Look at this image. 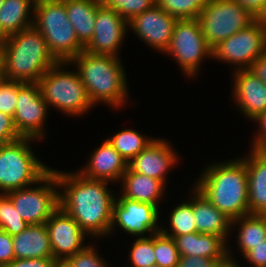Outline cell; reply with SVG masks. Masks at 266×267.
Returning <instances> with one entry per match:
<instances>
[{
    "label": "cell",
    "instance_id": "30",
    "mask_svg": "<svg viewBox=\"0 0 266 267\" xmlns=\"http://www.w3.org/2000/svg\"><path fill=\"white\" fill-rule=\"evenodd\" d=\"M209 0H156V5L177 20L198 19Z\"/></svg>",
    "mask_w": 266,
    "mask_h": 267
},
{
    "label": "cell",
    "instance_id": "13",
    "mask_svg": "<svg viewBox=\"0 0 266 267\" xmlns=\"http://www.w3.org/2000/svg\"><path fill=\"white\" fill-rule=\"evenodd\" d=\"M159 207L148 203H142L119 196L113 204V217L110 233L116 230V225L127 232L128 235L145 237L161 232L158 225Z\"/></svg>",
    "mask_w": 266,
    "mask_h": 267
},
{
    "label": "cell",
    "instance_id": "42",
    "mask_svg": "<svg viewBox=\"0 0 266 267\" xmlns=\"http://www.w3.org/2000/svg\"><path fill=\"white\" fill-rule=\"evenodd\" d=\"M258 123V132L254 136L251 148L263 149L266 146V111L253 120Z\"/></svg>",
    "mask_w": 266,
    "mask_h": 267
},
{
    "label": "cell",
    "instance_id": "28",
    "mask_svg": "<svg viewBox=\"0 0 266 267\" xmlns=\"http://www.w3.org/2000/svg\"><path fill=\"white\" fill-rule=\"evenodd\" d=\"M154 139L155 137H146V135L139 133V131L126 128L117 132L111 138L109 137L107 141L129 163Z\"/></svg>",
    "mask_w": 266,
    "mask_h": 267
},
{
    "label": "cell",
    "instance_id": "19",
    "mask_svg": "<svg viewBox=\"0 0 266 267\" xmlns=\"http://www.w3.org/2000/svg\"><path fill=\"white\" fill-rule=\"evenodd\" d=\"M82 168L78 173L88 179L113 183L117 180L120 182L122 175L127 171L128 163L107 140H104L102 145L91 153L88 165Z\"/></svg>",
    "mask_w": 266,
    "mask_h": 267
},
{
    "label": "cell",
    "instance_id": "34",
    "mask_svg": "<svg viewBox=\"0 0 266 267\" xmlns=\"http://www.w3.org/2000/svg\"><path fill=\"white\" fill-rule=\"evenodd\" d=\"M129 252L131 267H147L156 264L154 255V233L152 235L138 237L133 241Z\"/></svg>",
    "mask_w": 266,
    "mask_h": 267
},
{
    "label": "cell",
    "instance_id": "38",
    "mask_svg": "<svg viewBox=\"0 0 266 267\" xmlns=\"http://www.w3.org/2000/svg\"><path fill=\"white\" fill-rule=\"evenodd\" d=\"M14 259L13 237L0 230V267H5Z\"/></svg>",
    "mask_w": 266,
    "mask_h": 267
},
{
    "label": "cell",
    "instance_id": "17",
    "mask_svg": "<svg viewBox=\"0 0 266 267\" xmlns=\"http://www.w3.org/2000/svg\"><path fill=\"white\" fill-rule=\"evenodd\" d=\"M171 146L167 140L155 138L128 163V168L133 172L158 179L166 185V174L176 166V162H179L177 150Z\"/></svg>",
    "mask_w": 266,
    "mask_h": 267
},
{
    "label": "cell",
    "instance_id": "39",
    "mask_svg": "<svg viewBox=\"0 0 266 267\" xmlns=\"http://www.w3.org/2000/svg\"><path fill=\"white\" fill-rule=\"evenodd\" d=\"M226 260L199 256H180L177 267H219Z\"/></svg>",
    "mask_w": 266,
    "mask_h": 267
},
{
    "label": "cell",
    "instance_id": "21",
    "mask_svg": "<svg viewBox=\"0 0 266 267\" xmlns=\"http://www.w3.org/2000/svg\"><path fill=\"white\" fill-rule=\"evenodd\" d=\"M191 199L187 200L192 205L195 217L196 231L203 234L222 236L228 243V235L231 232V220L202 195L194 186Z\"/></svg>",
    "mask_w": 266,
    "mask_h": 267
},
{
    "label": "cell",
    "instance_id": "3",
    "mask_svg": "<svg viewBox=\"0 0 266 267\" xmlns=\"http://www.w3.org/2000/svg\"><path fill=\"white\" fill-rule=\"evenodd\" d=\"M69 65L76 66L94 106L102 102L111 108L122 109L127 104L129 86L121 57L92 54L84 50Z\"/></svg>",
    "mask_w": 266,
    "mask_h": 267
},
{
    "label": "cell",
    "instance_id": "20",
    "mask_svg": "<svg viewBox=\"0 0 266 267\" xmlns=\"http://www.w3.org/2000/svg\"><path fill=\"white\" fill-rule=\"evenodd\" d=\"M244 161L248 176V205L250 214L266 215V152L253 149Z\"/></svg>",
    "mask_w": 266,
    "mask_h": 267
},
{
    "label": "cell",
    "instance_id": "33",
    "mask_svg": "<svg viewBox=\"0 0 266 267\" xmlns=\"http://www.w3.org/2000/svg\"><path fill=\"white\" fill-rule=\"evenodd\" d=\"M105 8L113 9L127 22L156 5V0H100Z\"/></svg>",
    "mask_w": 266,
    "mask_h": 267
},
{
    "label": "cell",
    "instance_id": "23",
    "mask_svg": "<svg viewBox=\"0 0 266 267\" xmlns=\"http://www.w3.org/2000/svg\"><path fill=\"white\" fill-rule=\"evenodd\" d=\"M121 183L122 192L120 194L123 198L148 203L156 207H159L160 199L163 198L162 195L166 191V186L162 181L133 172L129 168L122 175Z\"/></svg>",
    "mask_w": 266,
    "mask_h": 267
},
{
    "label": "cell",
    "instance_id": "1",
    "mask_svg": "<svg viewBox=\"0 0 266 267\" xmlns=\"http://www.w3.org/2000/svg\"><path fill=\"white\" fill-rule=\"evenodd\" d=\"M58 181L59 207L91 238L110 234L116 197L107 181L92 180L76 172L54 169ZM93 236V237H92Z\"/></svg>",
    "mask_w": 266,
    "mask_h": 267
},
{
    "label": "cell",
    "instance_id": "6",
    "mask_svg": "<svg viewBox=\"0 0 266 267\" xmlns=\"http://www.w3.org/2000/svg\"><path fill=\"white\" fill-rule=\"evenodd\" d=\"M68 65L69 62H58L40 78L38 83L48 108L53 106L69 117L71 115L79 117L88 113L87 111L94 105L76 69L65 70Z\"/></svg>",
    "mask_w": 266,
    "mask_h": 267
},
{
    "label": "cell",
    "instance_id": "7",
    "mask_svg": "<svg viewBox=\"0 0 266 267\" xmlns=\"http://www.w3.org/2000/svg\"><path fill=\"white\" fill-rule=\"evenodd\" d=\"M35 139L21 137L0 145V192L35 185L50 169L32 151L30 142Z\"/></svg>",
    "mask_w": 266,
    "mask_h": 267
},
{
    "label": "cell",
    "instance_id": "45",
    "mask_svg": "<svg viewBox=\"0 0 266 267\" xmlns=\"http://www.w3.org/2000/svg\"><path fill=\"white\" fill-rule=\"evenodd\" d=\"M231 249L228 247V259L220 264L219 267H241L236 259L231 254ZM234 258V259H233Z\"/></svg>",
    "mask_w": 266,
    "mask_h": 267
},
{
    "label": "cell",
    "instance_id": "2",
    "mask_svg": "<svg viewBox=\"0 0 266 267\" xmlns=\"http://www.w3.org/2000/svg\"><path fill=\"white\" fill-rule=\"evenodd\" d=\"M195 184L231 221L250 214L247 169L241 158L206 167Z\"/></svg>",
    "mask_w": 266,
    "mask_h": 267
},
{
    "label": "cell",
    "instance_id": "11",
    "mask_svg": "<svg viewBox=\"0 0 266 267\" xmlns=\"http://www.w3.org/2000/svg\"><path fill=\"white\" fill-rule=\"evenodd\" d=\"M164 54L176 60L185 76H197L201 61L212 57V49L202 33L199 20H177L172 40Z\"/></svg>",
    "mask_w": 266,
    "mask_h": 267
},
{
    "label": "cell",
    "instance_id": "40",
    "mask_svg": "<svg viewBox=\"0 0 266 267\" xmlns=\"http://www.w3.org/2000/svg\"><path fill=\"white\" fill-rule=\"evenodd\" d=\"M252 267H266V240L243 255Z\"/></svg>",
    "mask_w": 266,
    "mask_h": 267
},
{
    "label": "cell",
    "instance_id": "44",
    "mask_svg": "<svg viewBox=\"0 0 266 267\" xmlns=\"http://www.w3.org/2000/svg\"><path fill=\"white\" fill-rule=\"evenodd\" d=\"M250 69L266 84V52L254 61Z\"/></svg>",
    "mask_w": 266,
    "mask_h": 267
},
{
    "label": "cell",
    "instance_id": "25",
    "mask_svg": "<svg viewBox=\"0 0 266 267\" xmlns=\"http://www.w3.org/2000/svg\"><path fill=\"white\" fill-rule=\"evenodd\" d=\"M64 4L76 36L85 47L94 34L96 12L101 5L100 0H64Z\"/></svg>",
    "mask_w": 266,
    "mask_h": 267
},
{
    "label": "cell",
    "instance_id": "48",
    "mask_svg": "<svg viewBox=\"0 0 266 267\" xmlns=\"http://www.w3.org/2000/svg\"><path fill=\"white\" fill-rule=\"evenodd\" d=\"M3 2H4V0H0V10H1L2 6H3Z\"/></svg>",
    "mask_w": 266,
    "mask_h": 267
},
{
    "label": "cell",
    "instance_id": "31",
    "mask_svg": "<svg viewBox=\"0 0 266 267\" xmlns=\"http://www.w3.org/2000/svg\"><path fill=\"white\" fill-rule=\"evenodd\" d=\"M154 255L160 267H177L180 259L174 239L162 232L154 233Z\"/></svg>",
    "mask_w": 266,
    "mask_h": 267
},
{
    "label": "cell",
    "instance_id": "47",
    "mask_svg": "<svg viewBox=\"0 0 266 267\" xmlns=\"http://www.w3.org/2000/svg\"><path fill=\"white\" fill-rule=\"evenodd\" d=\"M0 76H4V48L0 40Z\"/></svg>",
    "mask_w": 266,
    "mask_h": 267
},
{
    "label": "cell",
    "instance_id": "18",
    "mask_svg": "<svg viewBox=\"0 0 266 267\" xmlns=\"http://www.w3.org/2000/svg\"><path fill=\"white\" fill-rule=\"evenodd\" d=\"M233 74L232 98L242 114L253 121L266 111V84L251 69L237 70Z\"/></svg>",
    "mask_w": 266,
    "mask_h": 267
},
{
    "label": "cell",
    "instance_id": "50",
    "mask_svg": "<svg viewBox=\"0 0 266 267\" xmlns=\"http://www.w3.org/2000/svg\"><path fill=\"white\" fill-rule=\"evenodd\" d=\"M147 267H160V266H158V265H150V266H147Z\"/></svg>",
    "mask_w": 266,
    "mask_h": 267
},
{
    "label": "cell",
    "instance_id": "16",
    "mask_svg": "<svg viewBox=\"0 0 266 267\" xmlns=\"http://www.w3.org/2000/svg\"><path fill=\"white\" fill-rule=\"evenodd\" d=\"M45 225L54 259H68L87 246L84 244V239L88 235L60 207L45 222Z\"/></svg>",
    "mask_w": 266,
    "mask_h": 267
},
{
    "label": "cell",
    "instance_id": "9",
    "mask_svg": "<svg viewBox=\"0 0 266 267\" xmlns=\"http://www.w3.org/2000/svg\"><path fill=\"white\" fill-rule=\"evenodd\" d=\"M256 19L235 0H209L198 16L202 33L211 49Z\"/></svg>",
    "mask_w": 266,
    "mask_h": 267
},
{
    "label": "cell",
    "instance_id": "8",
    "mask_svg": "<svg viewBox=\"0 0 266 267\" xmlns=\"http://www.w3.org/2000/svg\"><path fill=\"white\" fill-rule=\"evenodd\" d=\"M37 184L39 186L30 185L6 193L28 225L44 224L59 208V187L54 169L51 168Z\"/></svg>",
    "mask_w": 266,
    "mask_h": 267
},
{
    "label": "cell",
    "instance_id": "27",
    "mask_svg": "<svg viewBox=\"0 0 266 267\" xmlns=\"http://www.w3.org/2000/svg\"><path fill=\"white\" fill-rule=\"evenodd\" d=\"M238 226V247L242 256L266 240V215L247 214L233 219L231 228Z\"/></svg>",
    "mask_w": 266,
    "mask_h": 267
},
{
    "label": "cell",
    "instance_id": "12",
    "mask_svg": "<svg viewBox=\"0 0 266 267\" xmlns=\"http://www.w3.org/2000/svg\"><path fill=\"white\" fill-rule=\"evenodd\" d=\"M48 105L44 101L38 82H24L18 89L13 116L14 126L21 137L39 141L45 137Z\"/></svg>",
    "mask_w": 266,
    "mask_h": 267
},
{
    "label": "cell",
    "instance_id": "5",
    "mask_svg": "<svg viewBox=\"0 0 266 267\" xmlns=\"http://www.w3.org/2000/svg\"><path fill=\"white\" fill-rule=\"evenodd\" d=\"M33 14V26L58 62H70L84 51L68 19L64 0H36Z\"/></svg>",
    "mask_w": 266,
    "mask_h": 267
},
{
    "label": "cell",
    "instance_id": "37",
    "mask_svg": "<svg viewBox=\"0 0 266 267\" xmlns=\"http://www.w3.org/2000/svg\"><path fill=\"white\" fill-rule=\"evenodd\" d=\"M20 138L21 136L14 126L13 117L0 112V145L11 143Z\"/></svg>",
    "mask_w": 266,
    "mask_h": 267
},
{
    "label": "cell",
    "instance_id": "36",
    "mask_svg": "<svg viewBox=\"0 0 266 267\" xmlns=\"http://www.w3.org/2000/svg\"><path fill=\"white\" fill-rule=\"evenodd\" d=\"M95 246L87 245L82 251L68 258L73 267H109L103 257H99Z\"/></svg>",
    "mask_w": 266,
    "mask_h": 267
},
{
    "label": "cell",
    "instance_id": "32",
    "mask_svg": "<svg viewBox=\"0 0 266 267\" xmlns=\"http://www.w3.org/2000/svg\"><path fill=\"white\" fill-rule=\"evenodd\" d=\"M28 226L15 210L10 197L2 193L0 195V230L13 236L21 233Z\"/></svg>",
    "mask_w": 266,
    "mask_h": 267
},
{
    "label": "cell",
    "instance_id": "46",
    "mask_svg": "<svg viewBox=\"0 0 266 267\" xmlns=\"http://www.w3.org/2000/svg\"><path fill=\"white\" fill-rule=\"evenodd\" d=\"M52 267H73L68 259H53Z\"/></svg>",
    "mask_w": 266,
    "mask_h": 267
},
{
    "label": "cell",
    "instance_id": "41",
    "mask_svg": "<svg viewBox=\"0 0 266 267\" xmlns=\"http://www.w3.org/2000/svg\"><path fill=\"white\" fill-rule=\"evenodd\" d=\"M257 19L266 20V0H235Z\"/></svg>",
    "mask_w": 266,
    "mask_h": 267
},
{
    "label": "cell",
    "instance_id": "15",
    "mask_svg": "<svg viewBox=\"0 0 266 267\" xmlns=\"http://www.w3.org/2000/svg\"><path fill=\"white\" fill-rule=\"evenodd\" d=\"M176 22V18L154 5L129 21L128 29L155 51L165 53L172 40Z\"/></svg>",
    "mask_w": 266,
    "mask_h": 267
},
{
    "label": "cell",
    "instance_id": "49",
    "mask_svg": "<svg viewBox=\"0 0 266 267\" xmlns=\"http://www.w3.org/2000/svg\"><path fill=\"white\" fill-rule=\"evenodd\" d=\"M4 79H5L4 76H0V84Z\"/></svg>",
    "mask_w": 266,
    "mask_h": 267
},
{
    "label": "cell",
    "instance_id": "29",
    "mask_svg": "<svg viewBox=\"0 0 266 267\" xmlns=\"http://www.w3.org/2000/svg\"><path fill=\"white\" fill-rule=\"evenodd\" d=\"M180 205L174 207L170 215V231L161 228V232L174 238L184 234L197 232L195 217L193 215L192 205L185 200Z\"/></svg>",
    "mask_w": 266,
    "mask_h": 267
},
{
    "label": "cell",
    "instance_id": "4",
    "mask_svg": "<svg viewBox=\"0 0 266 267\" xmlns=\"http://www.w3.org/2000/svg\"><path fill=\"white\" fill-rule=\"evenodd\" d=\"M4 48V78L21 82H39L58 61L49 51L42 34L34 27L1 40Z\"/></svg>",
    "mask_w": 266,
    "mask_h": 267
},
{
    "label": "cell",
    "instance_id": "10",
    "mask_svg": "<svg viewBox=\"0 0 266 267\" xmlns=\"http://www.w3.org/2000/svg\"><path fill=\"white\" fill-rule=\"evenodd\" d=\"M266 52V20L253 23L231 35L212 49V58L236 65L235 71L250 69L256 59Z\"/></svg>",
    "mask_w": 266,
    "mask_h": 267
},
{
    "label": "cell",
    "instance_id": "43",
    "mask_svg": "<svg viewBox=\"0 0 266 267\" xmlns=\"http://www.w3.org/2000/svg\"><path fill=\"white\" fill-rule=\"evenodd\" d=\"M54 258L14 259L5 267H52Z\"/></svg>",
    "mask_w": 266,
    "mask_h": 267
},
{
    "label": "cell",
    "instance_id": "22",
    "mask_svg": "<svg viewBox=\"0 0 266 267\" xmlns=\"http://www.w3.org/2000/svg\"><path fill=\"white\" fill-rule=\"evenodd\" d=\"M173 239L180 256L228 259V244L222 236L194 232L175 236Z\"/></svg>",
    "mask_w": 266,
    "mask_h": 267
},
{
    "label": "cell",
    "instance_id": "35",
    "mask_svg": "<svg viewBox=\"0 0 266 267\" xmlns=\"http://www.w3.org/2000/svg\"><path fill=\"white\" fill-rule=\"evenodd\" d=\"M24 82L4 79L0 84V112L14 116L19 87Z\"/></svg>",
    "mask_w": 266,
    "mask_h": 267
},
{
    "label": "cell",
    "instance_id": "24",
    "mask_svg": "<svg viewBox=\"0 0 266 267\" xmlns=\"http://www.w3.org/2000/svg\"><path fill=\"white\" fill-rule=\"evenodd\" d=\"M12 237L15 259L54 258L45 223L29 225Z\"/></svg>",
    "mask_w": 266,
    "mask_h": 267
},
{
    "label": "cell",
    "instance_id": "26",
    "mask_svg": "<svg viewBox=\"0 0 266 267\" xmlns=\"http://www.w3.org/2000/svg\"><path fill=\"white\" fill-rule=\"evenodd\" d=\"M35 1L4 0L0 10V40L33 26Z\"/></svg>",
    "mask_w": 266,
    "mask_h": 267
},
{
    "label": "cell",
    "instance_id": "14",
    "mask_svg": "<svg viewBox=\"0 0 266 267\" xmlns=\"http://www.w3.org/2000/svg\"><path fill=\"white\" fill-rule=\"evenodd\" d=\"M127 26L128 22L113 9L100 5L96 12L93 37L84 50L92 54L119 56L118 50L129 32Z\"/></svg>",
    "mask_w": 266,
    "mask_h": 267
}]
</instances>
